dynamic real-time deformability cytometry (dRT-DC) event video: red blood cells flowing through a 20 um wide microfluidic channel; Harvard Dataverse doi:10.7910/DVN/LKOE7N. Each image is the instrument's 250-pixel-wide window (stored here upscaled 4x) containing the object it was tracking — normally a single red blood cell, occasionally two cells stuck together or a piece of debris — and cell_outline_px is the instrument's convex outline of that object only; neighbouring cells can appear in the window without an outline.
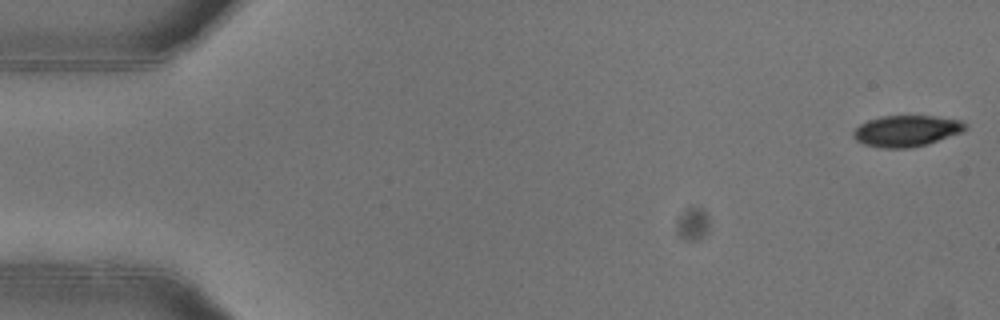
{"species": "common noctule bat (a hibernating species)", "species_latin": "Nyctalus noctula", "temperature_condition": "warm", "stored_images_in_passage": 52, "camera_frame_rate_fps": 3000, "um_per_image_px": 0.085, "animal": {"sex": "female"}, "frame": {"image": 1, "passage_image": 1, "time_ms": 0.0, "image_size_px": [1000, 320], "cell_outline_px": [[968, 128], [964, 132], [928, 144], [912, 148], [880, 148], [864, 144], [856, 140], [852, 136], [852, 132], [860, 124], [868, 120], [880, 116], [932, 116], [960, 120], [968, 124]], "centroid_in_image_um": [77.07, 11.13], "position_along_channel_um": 7.9, "area_um2": 20.63}}
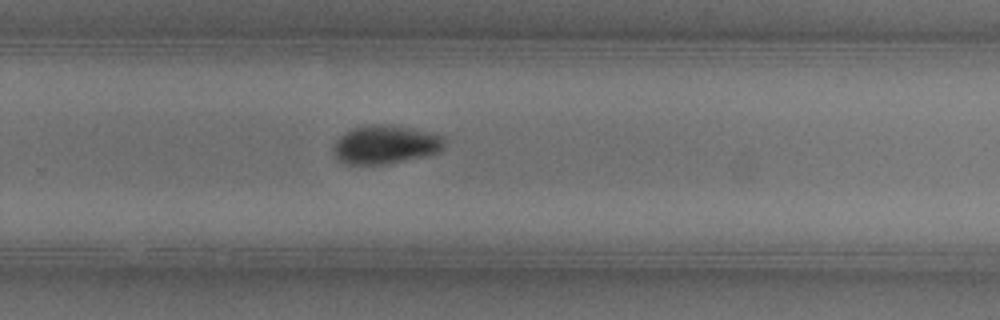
{"frame": {"image": 2, "passage_image": 34, "time_ms": 11.0, "image_size_px": [1000, 320], "cell_outline_px": [[444, 148], [440, 152], [388, 164], [348, 164], [340, 160], [332, 152], [332, 148], [336, 140], [344, 132], [352, 128], [372, 124], [384, 124], [412, 128], [444, 136]], "centroid_in_image_um": [32.75, 12.28], "position_along_channel_um": 297.1, "area_um2": 24.97}}
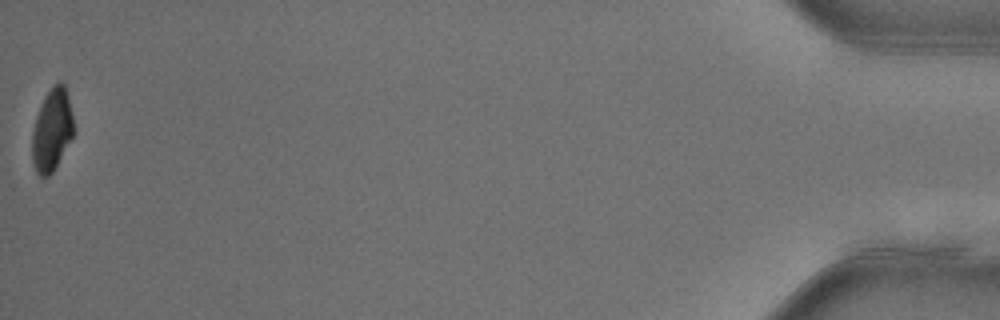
{"frame": {"image": 3, "passage_image": 52, "time_ms": 17.0, "image_size_px": [1000, 320], "cell_outline_px": [[76, 132], [52, 172], [48, 176], [40, 176], [36, 172], [32, 160], [32, 132], [36, 116], [44, 96], [60, 80], [64, 84], [68, 96]], "centroid_in_image_um": [4.43, 11.05], "position_along_channel_um": 430.8, "area_um2": 19.94}, "authors_computed_cell_mechanics": {"area_um2": 23.12, "velocity_mm_per_s": 3.9686, "shape_relaxation_time_tau1_ms": 4.1187, "shape_relaxation_time_tau2_ms": null, "deformation_change_tau1": 0.1368, "deformation_change_tau2": null}}